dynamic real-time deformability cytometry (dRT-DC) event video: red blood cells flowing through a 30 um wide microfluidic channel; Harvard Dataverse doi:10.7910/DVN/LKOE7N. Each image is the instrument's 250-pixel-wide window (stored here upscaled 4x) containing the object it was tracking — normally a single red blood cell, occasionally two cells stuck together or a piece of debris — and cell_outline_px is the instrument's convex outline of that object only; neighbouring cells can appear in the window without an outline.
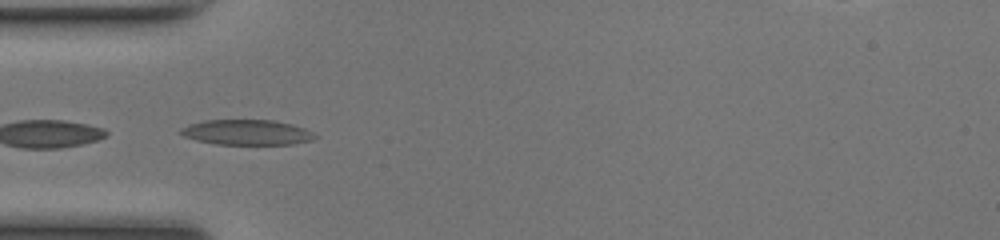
{"species": "common noctule bat (a hibernating species)", "species_latin": "Nyctalus noctula", "temperature_condition": "room temperature", "stored_images_in_passage": 36, "camera_frame_rate_fps": 3000, "um_per_image_px": 0.085, "animal": {"sex": "female", "body_mass_g": 17.0, "forearm_length_mm": 48.0}, "frame": {"image": 1, "passage_image": 1, "time_ms": 0.0, "image_size_px": [1000, 240], "cell_outline_px": [[320, 136], [312, 140], [292, 144], [216, 144], [196, 140], [184, 136], [180, 132], [180, 128], [188, 124], [204, 120], [276, 120], [292, 124], [304, 128]], "centroid_in_image_um": [21.0, 11.24], "position_along_channel_um": 64.0, "area_um2": 19.83}}
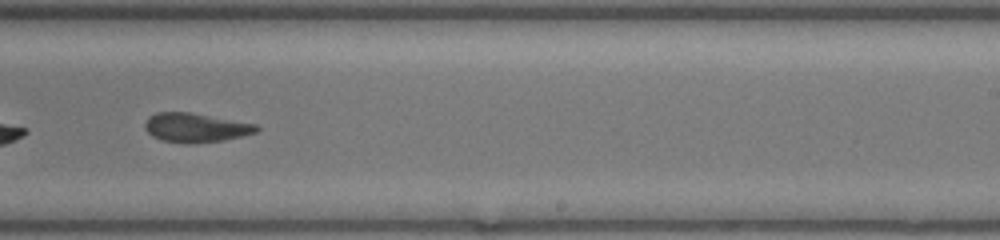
{"frame": {"image": 2, "passage_image": 16, "time_ms": 5.0, "image_size_px": [1000, 240], "cell_outline_px": [[260, 128], [256, 132], [224, 140], [192, 144], [188, 144], [160, 140], [152, 136], [144, 128], [144, 124], [148, 116], [156, 112], [188, 112], [256, 124]], "centroid_in_image_um": [16.58, 10.85], "position_along_channel_um": 272.4, "area_um2": 18.96}}
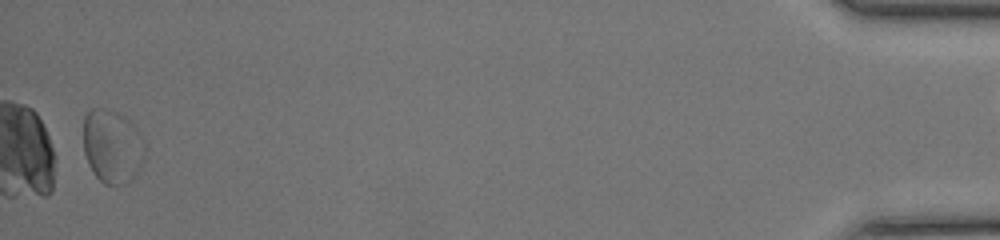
{"frame": {"image": 3, "passage_image": 34, "time_ms": 11.0, "image_size_px": [1000, 240], "cell_outline_px": [[144, 160], [136, 172], [124, 184], [104, 184], [96, 176], [88, 164], [84, 152], [84, 116], [92, 108], [104, 108], [128, 120], [136, 128], [144, 140]], "centroid_in_image_um": [9.52, 12.44], "position_along_channel_um": 425.7, "area_um2": 25.89}}